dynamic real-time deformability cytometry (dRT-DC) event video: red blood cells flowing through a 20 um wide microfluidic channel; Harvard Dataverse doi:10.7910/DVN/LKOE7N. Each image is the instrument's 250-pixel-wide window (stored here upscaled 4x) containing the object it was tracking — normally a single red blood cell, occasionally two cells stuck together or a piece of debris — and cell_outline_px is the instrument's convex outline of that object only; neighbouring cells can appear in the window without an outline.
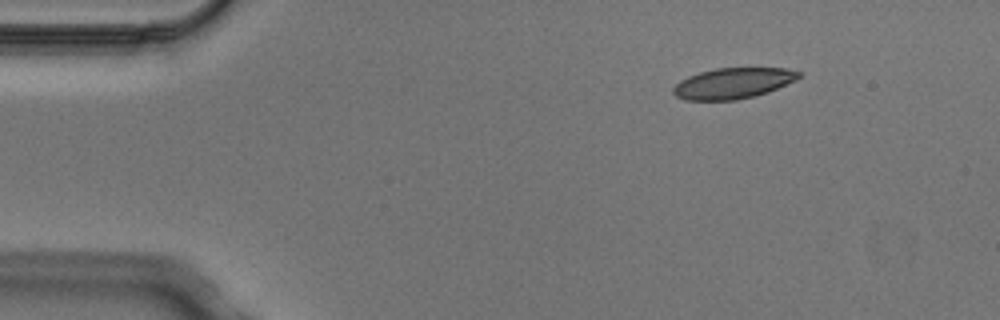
{"species": "Egyptian fruit bat (a non-hibernating species)", "species_latin": "Rousettus aegyptiacus", "temperature_condition": "cold", "stored_images_in_passage": 3, "camera_frame_rate_fps": 3000, "um_per_image_px": 0.085, "animal": {"sex": "male"}, "frame": {"image": 1, "passage_image": 1, "time_ms": 0.0, "image_size_px": [1000, 320], "cell_outline_px": [[800, 76], [796, 80], [768, 92], [756, 96], [736, 100], [684, 100], [676, 96], [672, 92], [672, 88], [680, 80], [688, 76], [700, 72], [716, 68], [784, 68], [800, 72]], "centroid_in_image_um": [62.28, 7.08], "position_along_channel_um": 22.7, "area_um2": 22.54}}